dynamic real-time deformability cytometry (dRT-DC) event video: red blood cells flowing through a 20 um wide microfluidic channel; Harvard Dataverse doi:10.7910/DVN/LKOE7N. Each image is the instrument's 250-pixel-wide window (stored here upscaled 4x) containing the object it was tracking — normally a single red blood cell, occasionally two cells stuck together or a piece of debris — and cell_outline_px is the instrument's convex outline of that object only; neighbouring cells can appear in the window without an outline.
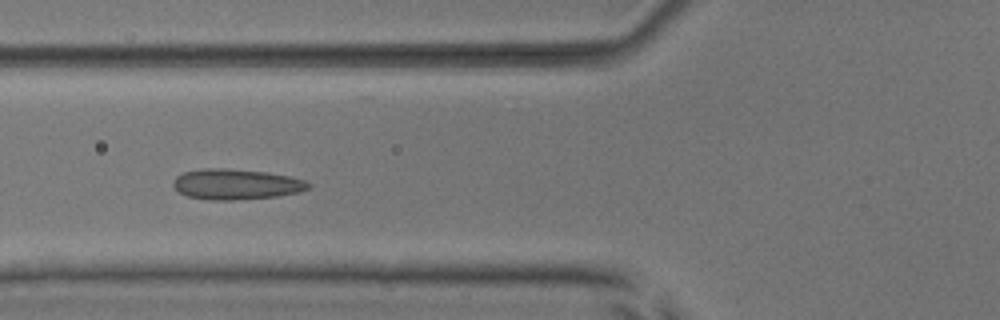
{"species": "common noctule bat (a hibernating species)", "species_latin": "Nyctalus noctula", "temperature_condition": "room temperature", "stored_images_in_passage": 8, "camera_frame_rate_fps": 3000, "um_per_image_px": 0.085, "animal": {"sex": "male", "body_mass_g": 17.9, "forearm_length_mm": 54.2}, "frame": {"image": 1, "passage_image": 6, "time_ms": 5.667, "image_size_px": [1000, 320], "cell_outline_px": [[312, 184], [308, 188], [300, 192], [276, 196], [240, 200], [208, 200], [188, 196], [180, 192], [172, 184], [172, 180], [176, 176], [184, 172], [208, 168], [224, 168], [268, 172], [288, 176], [304, 180]], "centroid_in_image_um": [20.07, 15.66], "position_along_channel_um": 105.7, "area_um2": 24.04}}
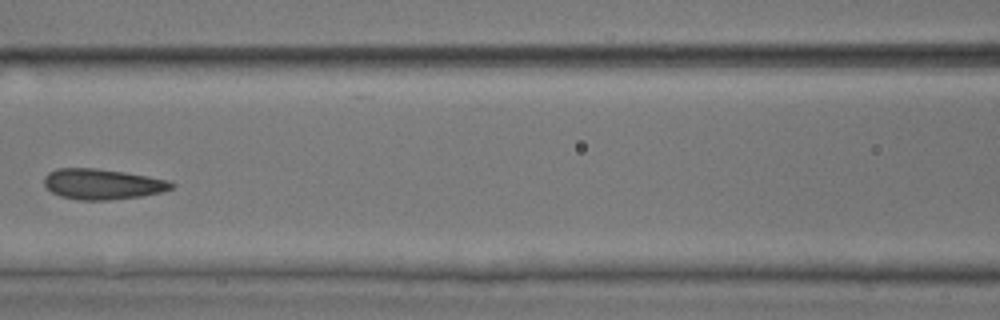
{"frame": {"image": 2, "passage_image": 7, "time_ms": 7.0, "image_size_px": [1000, 320], "cell_outline_px": [[176, 184], [172, 188], [164, 192], [140, 196], [108, 200], [80, 200], [60, 196], [52, 192], [44, 184], [44, 176], [48, 172], [56, 168], [96, 168], [124, 172], [168, 180]], "centroid_in_image_um": [8.7, 15.64], "position_along_channel_um": 157.9, "area_um2": 22.66}}